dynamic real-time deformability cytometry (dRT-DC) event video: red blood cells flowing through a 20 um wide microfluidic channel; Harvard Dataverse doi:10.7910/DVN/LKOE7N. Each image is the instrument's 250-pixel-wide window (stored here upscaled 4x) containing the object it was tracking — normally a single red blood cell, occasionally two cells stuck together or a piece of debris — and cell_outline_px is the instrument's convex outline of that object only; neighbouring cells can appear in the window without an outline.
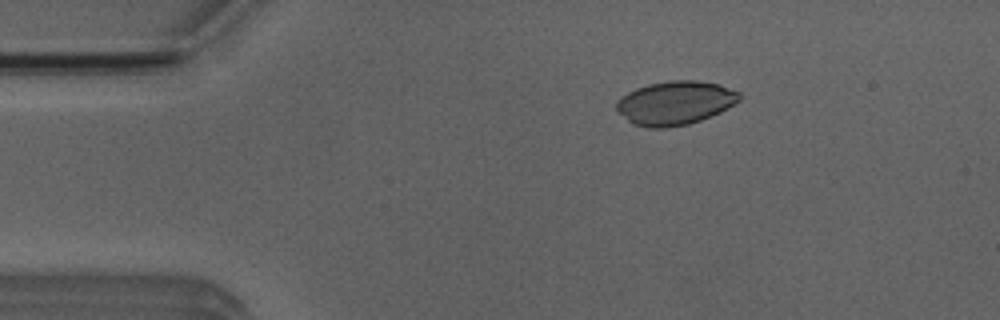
{"species": "Egyptian fruit bat (a non-hibernating species)", "species_latin": "Rousettus aegyptiacus", "temperature_condition": "room temperature", "stored_images_in_passage": 7, "camera_frame_rate_fps": 3000, "um_per_image_px": 0.085, "animal": {"sex": "male"}, "frame": {"image": 1, "passage_image": 3, "time_ms": 2.333, "image_size_px": [1000, 320], "cell_outline_px": [[740, 100], [720, 112], [700, 120], [688, 124], [668, 128], [648, 128], [632, 124], [616, 112], [616, 100], [620, 96], [636, 88], [648, 84], [668, 80], [696, 80], [720, 84], [740, 92]], "centroid_in_image_um": [57.34, 8.75], "position_along_channel_um": 27.7, "area_um2": 31.67}}
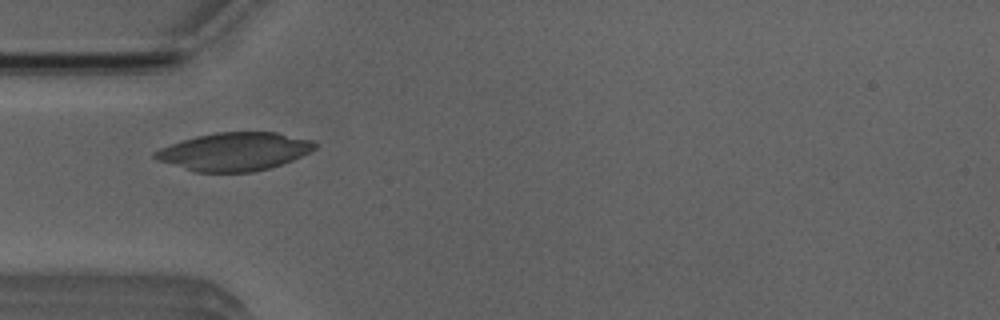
{"frame": {"image": 2, "passage_image": 5, "time_ms": 4.667, "image_size_px": [1000, 320], "cell_outline_px": [[316, 148], [292, 160], [268, 168], [252, 172], [196, 172], [156, 160], [152, 156], [152, 152], [160, 148], [196, 136], [216, 132], [276, 132], [312, 140], [316, 144]], "centroid_in_image_um": [19.9, 12.88], "position_along_channel_um": 65.1, "area_um2": 35.26}}